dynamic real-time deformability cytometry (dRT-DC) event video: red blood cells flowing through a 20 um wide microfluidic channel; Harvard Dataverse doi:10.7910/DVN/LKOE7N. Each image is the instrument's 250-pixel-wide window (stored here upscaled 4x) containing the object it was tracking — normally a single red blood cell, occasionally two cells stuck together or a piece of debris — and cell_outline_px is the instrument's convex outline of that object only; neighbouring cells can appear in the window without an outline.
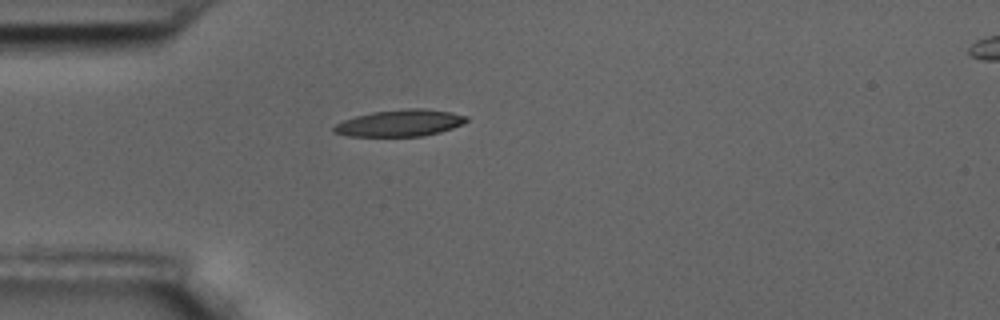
{"species": "common noctule bat (a hibernating species)", "species_latin": "Nyctalus noctula", "temperature_condition": "room temperature", "stored_images_in_passage": 1, "camera_frame_rate_fps": 3000, "um_per_image_px": 0.085, "animal": {"sex": "male", "body_mass_g": 17.5, "forearm_length_mm": 52.3}, "frame": {"image": 1, "passage_image": 1, "time_ms": 0.0, "image_size_px": [1000, 320], "cell_outline_px": [[468, 120], [464, 124], [440, 132], [424, 136], [348, 136], [332, 132], [332, 128], [336, 124], [344, 120], [356, 116], [372, 112], [408, 108], [424, 108], [452, 112], [468, 116]], "centroid_in_image_um": [34.02, 10.45], "position_along_channel_um": 51.0, "area_um2": 20.75}}